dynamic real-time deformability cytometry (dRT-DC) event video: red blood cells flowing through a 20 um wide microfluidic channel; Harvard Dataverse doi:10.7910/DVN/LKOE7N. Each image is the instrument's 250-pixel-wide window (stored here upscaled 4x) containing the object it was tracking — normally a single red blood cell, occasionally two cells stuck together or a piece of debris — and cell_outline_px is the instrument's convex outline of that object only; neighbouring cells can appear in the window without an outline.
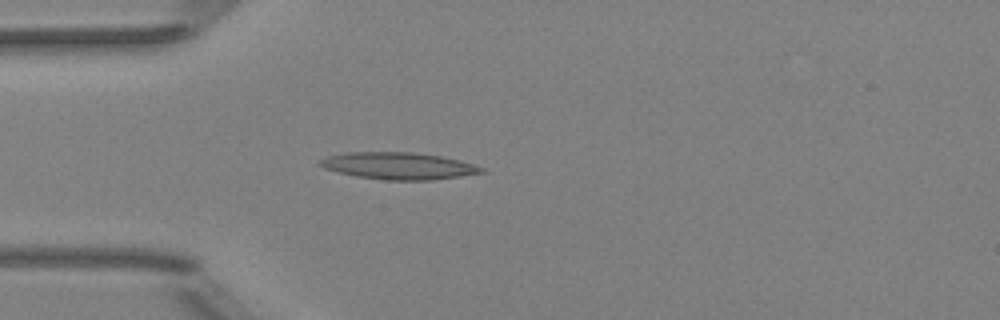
{"species": "Egyptian fruit bat (a non-hibernating species)", "species_latin": "Rousettus aegyptiacus", "temperature_condition": "room temperature", "stored_images_in_passage": 5, "camera_frame_rate_fps": 3000, "um_per_image_px": 0.085, "animal": {"sex": "female"}, "frame": {"image": 1, "passage_image": 5, "time_ms": 4.333, "image_size_px": [1000, 320], "cell_outline_px": [[488, 172], [432, 180], [388, 180], [356, 176], [324, 168], [320, 164], [320, 160], [328, 156], [344, 152], [412, 152], [440, 156], [460, 160], [484, 168]], "centroid_in_image_um": [33.91, 14.09], "position_along_channel_um": 51.1, "area_um2": 25.2}}